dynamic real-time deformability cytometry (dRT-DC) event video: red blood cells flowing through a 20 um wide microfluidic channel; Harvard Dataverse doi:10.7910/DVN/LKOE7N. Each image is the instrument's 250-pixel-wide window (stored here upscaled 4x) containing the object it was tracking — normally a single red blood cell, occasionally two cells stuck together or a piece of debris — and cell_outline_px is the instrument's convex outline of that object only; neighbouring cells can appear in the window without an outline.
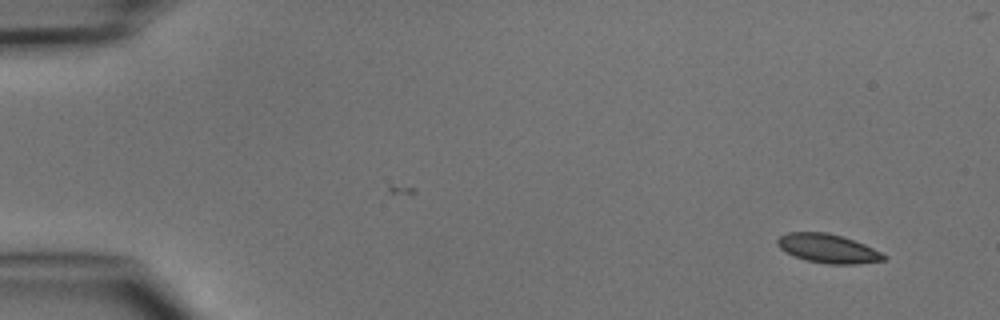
{"species": "common noctule bat (a hibernating species)", "species_latin": "Nyctalus noctula", "temperature_condition": "cold", "stored_images_in_passage": 2, "camera_frame_rate_fps": 3000, "um_per_image_px": 0.085, "animal": {"sex": "male", "body_mass_g": 15.6}, "frame": {"image": 1, "passage_image": 2, "time_ms": 1.333, "image_size_px": [1000, 320], "cell_outline_px": [[884, 260], [856, 264], [828, 264], [804, 260], [780, 248], [776, 244], [776, 240], [780, 236], [788, 232], [828, 232], [864, 244], [880, 252], [884, 256]], "centroid_in_image_um": [70.33, 21.12], "position_along_channel_um": 14.7, "area_um2": 17.63}}